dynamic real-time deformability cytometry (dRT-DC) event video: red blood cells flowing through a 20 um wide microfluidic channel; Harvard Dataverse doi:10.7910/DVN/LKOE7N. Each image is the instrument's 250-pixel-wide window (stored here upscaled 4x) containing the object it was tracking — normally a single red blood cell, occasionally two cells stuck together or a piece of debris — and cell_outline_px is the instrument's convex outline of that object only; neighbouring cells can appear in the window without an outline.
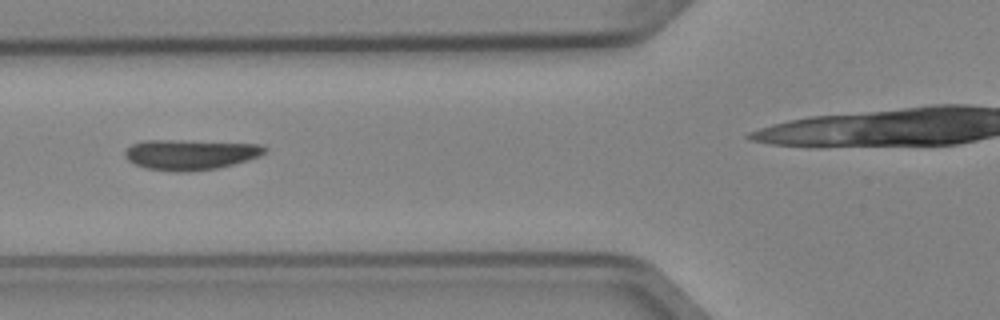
{"species": "Egyptian fruit bat (a non-hibernating species)", "species_latin": "Rousettus aegyptiacus", "temperature_condition": "cold", "stored_images_in_passage": 29, "camera_frame_rate_fps": 3000, "um_per_image_px": 0.085, "animal": {"sex": "female"}, "frame": {"image": 1, "passage_image": 5, "time_ms": 1.333, "image_size_px": [1000, 320], "cell_outline_px": [[268, 148], [260, 156], [248, 160], [216, 168], [188, 172], [172, 172], [144, 168], [128, 160], [124, 156], [124, 152], [132, 144], [144, 140], [184, 140], [260, 144]], "centroid_in_image_um": [16.16, 13.13], "position_along_channel_um": 109.6, "area_um2": 24.85}}